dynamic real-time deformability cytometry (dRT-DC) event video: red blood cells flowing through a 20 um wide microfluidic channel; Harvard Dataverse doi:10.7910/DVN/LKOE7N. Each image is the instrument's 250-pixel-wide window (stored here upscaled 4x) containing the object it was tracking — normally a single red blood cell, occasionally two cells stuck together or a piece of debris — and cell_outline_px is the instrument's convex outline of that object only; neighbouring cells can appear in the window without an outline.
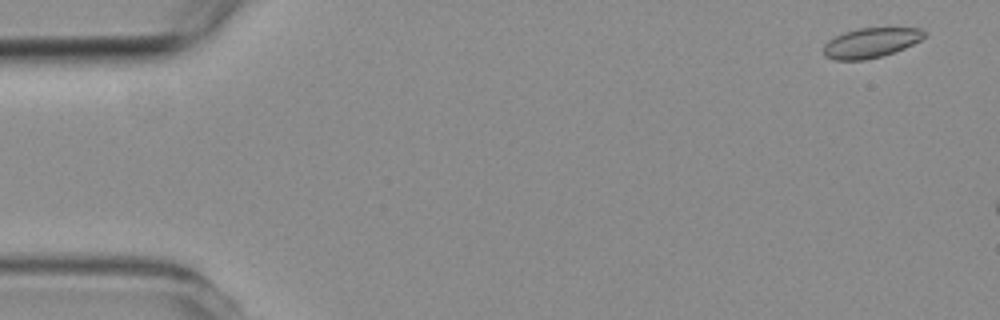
{"species": "common noctule bat (a hibernating species)", "species_latin": "Nyctalus noctula", "temperature_condition": "room temperature", "stored_images_in_passage": 3, "camera_frame_rate_fps": 3000, "um_per_image_px": 0.085, "animal": {"sex": "female", "body_mass_g": 19.3, "forearm_length_mm": 54.1}, "frame": {"image": 1, "passage_image": 1, "time_ms": 0.0, "image_size_px": [1000, 320], "cell_outline_px": [[928, 36], [904, 48], [880, 56], [864, 60], [836, 60], [824, 56], [824, 44], [828, 40], [844, 32], [860, 28], [920, 28], [928, 32]], "centroid_in_image_um": [74.04, 3.63], "position_along_channel_um": 11.0, "area_um2": 17.46}}